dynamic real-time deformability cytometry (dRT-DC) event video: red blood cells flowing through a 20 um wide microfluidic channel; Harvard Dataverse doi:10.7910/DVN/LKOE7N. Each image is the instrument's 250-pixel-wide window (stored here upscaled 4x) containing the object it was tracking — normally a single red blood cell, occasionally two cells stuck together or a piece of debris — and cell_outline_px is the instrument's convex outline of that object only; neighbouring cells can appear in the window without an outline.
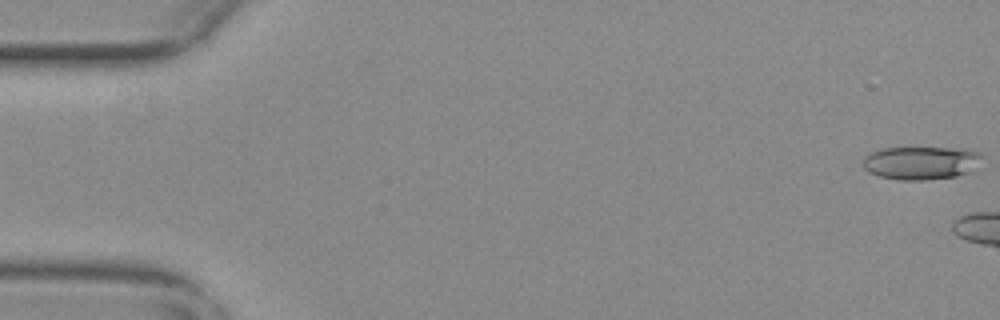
{"species": "common noctule bat (a hibernating species)", "species_latin": "Nyctalus noctula", "temperature_condition": "warm", "stored_images_in_passage": 5, "camera_frame_rate_fps": 3000, "um_per_image_px": 0.085, "animal": {"sex": "female", "body_mass_g": 29.2, "forearm_length_mm": 56.3}, "frame": {"image": 1, "passage_image": 1, "time_ms": 0.0, "image_size_px": [1000, 320], "cell_outline_px": [[984, 156], [972, 172], [956, 176], [924, 180], [900, 180], [880, 176], [868, 172], [864, 168], [864, 156], [872, 152], [884, 148], [968, 148], [980, 152]], "centroid_in_image_um": [78.35, 13.84], "position_along_channel_um": 6.6, "area_um2": 23.24}}